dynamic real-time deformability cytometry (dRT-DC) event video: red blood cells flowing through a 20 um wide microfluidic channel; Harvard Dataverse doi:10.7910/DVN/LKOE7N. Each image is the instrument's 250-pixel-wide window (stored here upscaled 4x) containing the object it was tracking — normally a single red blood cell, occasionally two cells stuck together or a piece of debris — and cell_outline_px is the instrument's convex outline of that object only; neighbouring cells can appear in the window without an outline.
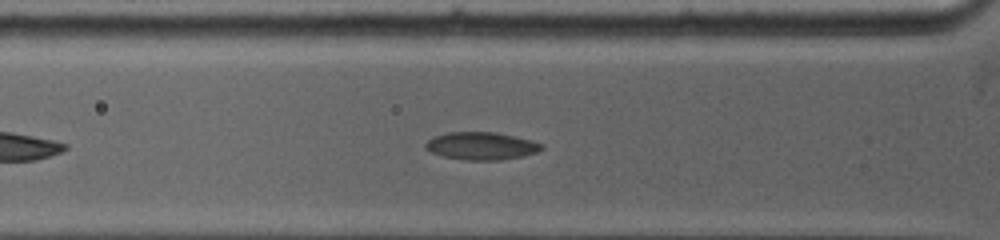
{"species": "common noctule bat (a hibernating species)", "species_latin": "Nyctalus noctula", "temperature_condition": "warm", "stored_images_in_passage": 31, "camera_frame_rate_fps": 5000, "um_per_image_px": 0.085, "animal": {"sex": "female", "body_mass_g": 19.0, "forearm_length_mm": 53.3}, "frame": {"image": 1, "passage_image": 10, "time_ms": 3.0, "image_size_px": [1000, 240], "cell_outline_px": [[544, 148], [536, 152], [524, 156], [500, 160], [464, 160], [444, 156], [432, 152], [424, 148], [424, 144], [432, 136], [448, 132], [496, 132], [516, 136], [532, 140], [544, 144]], "centroid_in_image_um": [40.93, 12.39], "position_along_channel_um": 84.9, "area_um2": 18.9}}
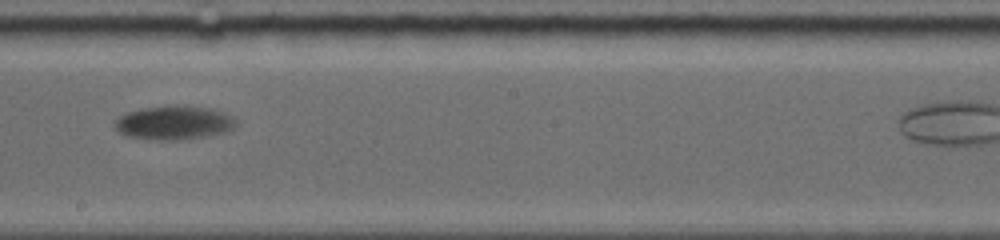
{"frame": {"image": 2, "passage_image": 18, "time_ms": 7.4, "image_size_px": [1000, 240], "cell_outline_px": [[236, 124], [228, 132], [208, 136], [176, 140], [156, 140], [124, 136], [112, 124], [120, 116], [128, 112], [144, 108], [188, 104], [212, 108], [224, 112], [232, 116], [236, 120]], "centroid_in_image_um": [14.82, 10.43], "position_along_channel_um": 233.4, "area_um2": 24.22}}
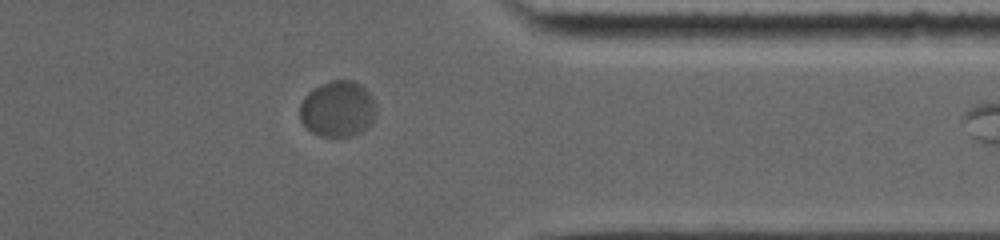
{"frame": {"image": 3, "passage_image": 30, "time_ms": 11.8, "image_size_px": [1000, 240], "cell_outline_px": [[376, 116], [372, 124], [368, 128], [352, 136], [320, 136], [312, 132], [300, 120], [300, 104], [304, 96], [308, 92], [320, 84], [332, 80], [352, 80], [360, 84], [372, 96], [376, 104]], "centroid_in_image_um": [28.73, 9.26], "position_along_channel_um": 382.7, "area_um2": 25.14}}